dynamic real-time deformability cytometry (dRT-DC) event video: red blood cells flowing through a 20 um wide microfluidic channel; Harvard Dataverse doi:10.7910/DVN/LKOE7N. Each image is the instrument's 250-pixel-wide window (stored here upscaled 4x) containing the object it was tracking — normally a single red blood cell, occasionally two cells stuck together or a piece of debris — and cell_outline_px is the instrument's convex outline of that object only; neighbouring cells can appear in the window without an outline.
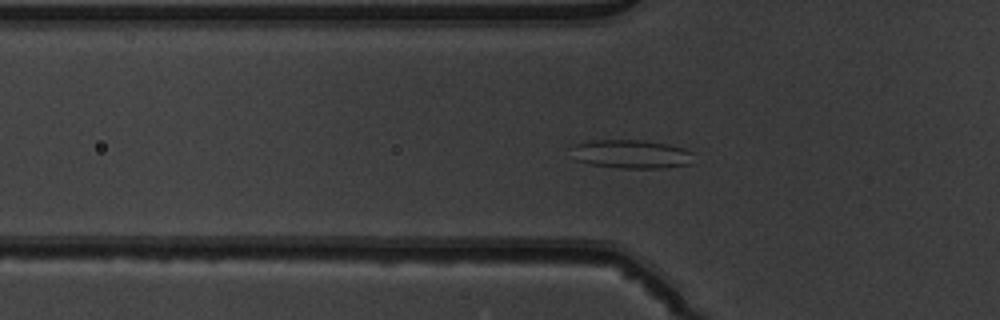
{"species": "common noctule bat (a hibernating species)", "species_latin": "Nyctalus noctula", "temperature_condition": "warm", "stored_images_in_passage": 51, "camera_frame_rate_fps": 3000, "um_per_image_px": 0.085, "animal": {"sex": "male", "body_mass_g": 19.5, "forearm_length_mm": 54.6}, "frame": {"image": 1, "passage_image": 17, "time_ms": 5.333, "image_size_px": [1000, 320], "cell_outline_px": [[692, 164], [664, 168], [620, 168], [592, 164], [576, 160], [572, 144], [588, 140], [644, 140], [668, 144], [684, 148], [692, 152]], "centroid_in_image_um": [53.69, 13.09], "position_along_channel_um": 72.1, "area_um2": 20.46}}
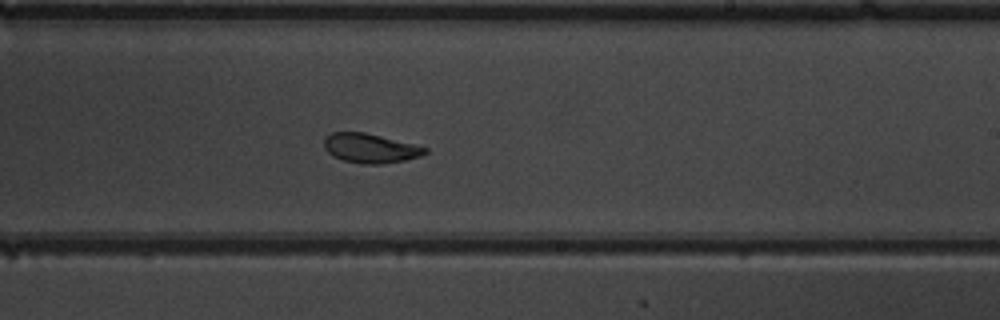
{"frame": {"image": 2, "passage_image": 31, "time_ms": 10.0, "image_size_px": [1000, 320], "cell_outline_px": [[428, 152], [420, 156], [404, 160], [384, 164], [364, 164], [344, 160], [332, 156], [324, 148], [324, 136], [332, 132], [364, 132], [428, 148]], "centroid_in_image_um": [31.43, 12.6], "position_along_channel_um": 257.6, "area_um2": 17.17}}
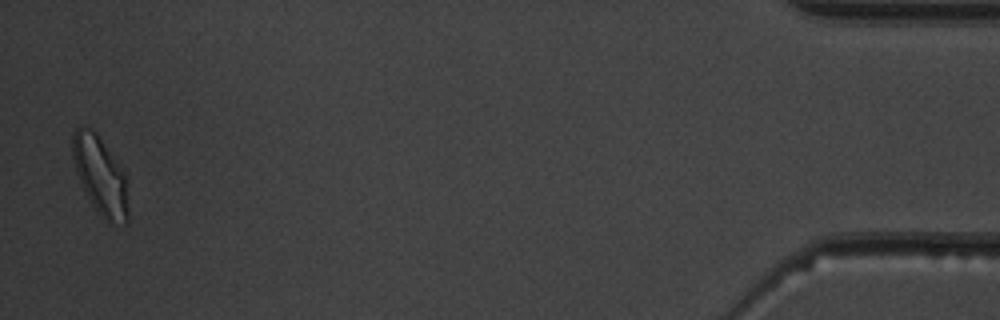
{"frame": {"image": 3, "passage_image": 50, "time_ms": 16.333, "image_size_px": [1000, 320], "cell_outline_px": [[128, 224], [112, 228], [104, 220], [88, 196], [76, 172], [72, 156], [72, 132], [80, 124], [84, 124], [92, 128], [96, 132], [124, 168], [128, 212]], "centroid_in_image_um": [8.54, 14.92], "position_along_channel_um": 426.7, "area_um2": 25.95}, "authors_computed_cell_mechanics": {"area_um2": 19.7098, "velocity_mm_per_s": 3.9825, "shape_relaxation_time_tau1_ms": 3.164, "shape_relaxation_time_tau2_ms": 2.653, "deformation_change_tau1": 0.1307, "deformation_change_tau2": 0.0759}}